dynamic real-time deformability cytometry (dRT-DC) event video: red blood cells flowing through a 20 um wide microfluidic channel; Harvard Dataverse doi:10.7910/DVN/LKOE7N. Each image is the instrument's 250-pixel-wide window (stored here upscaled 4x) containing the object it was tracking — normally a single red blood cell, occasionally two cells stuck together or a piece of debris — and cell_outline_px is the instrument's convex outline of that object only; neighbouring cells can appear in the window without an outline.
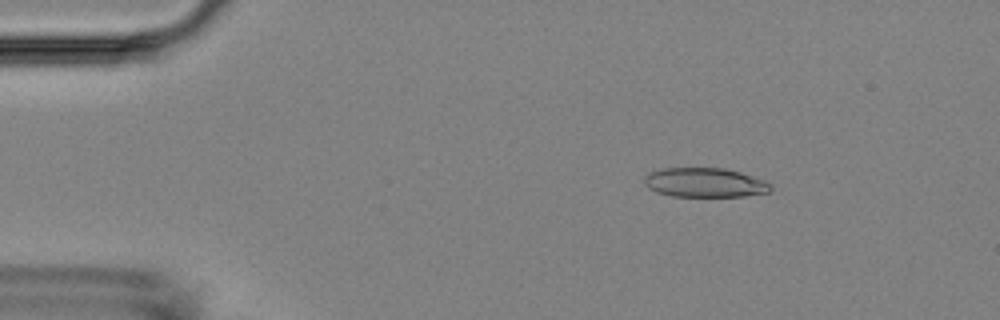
{"species": "Egyptian fruit bat (a non-hibernating species)", "species_latin": "Rousettus aegyptiacus", "temperature_condition": "room temperature", "stored_images_in_passage": 53, "camera_frame_rate_fps": 3000, "um_per_image_px": 0.085, "animal": {"sex": "female"}, "frame": {"image": 1, "passage_image": 7, "time_ms": 2.0, "image_size_px": [1000, 320], "cell_outline_px": [[772, 188], [768, 192], [744, 196], [672, 196], [656, 192], [648, 188], [644, 184], [644, 176], [648, 172], [664, 168], [724, 168], [740, 172], [764, 180], [772, 184]], "centroid_in_image_um": [59.88, 15.51], "position_along_channel_um": 25.1, "area_um2": 21.68}}
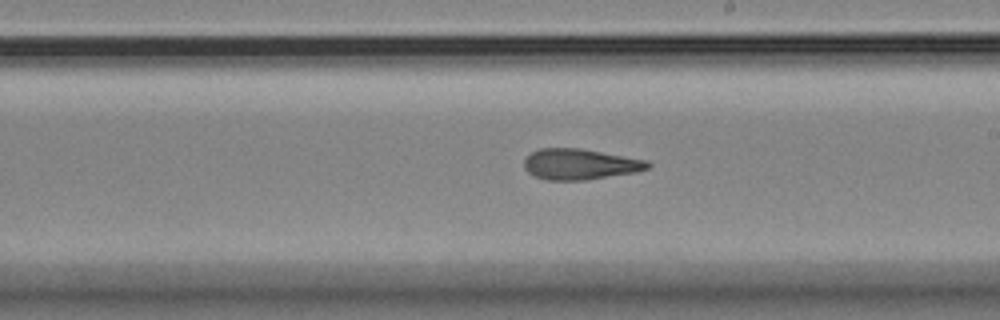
{"frame": {"image": 2, "passage_image": 30, "time_ms": 9.667, "image_size_px": [1000, 320], "cell_outline_px": [[652, 164], [648, 168], [636, 172], [584, 180], [548, 180], [536, 176], [528, 172], [524, 168], [524, 160], [532, 152], [540, 148], [580, 148], [648, 160]], "centroid_in_image_um": [49.31, 13.95], "position_along_channel_um": 239.7, "area_um2": 22.08}}
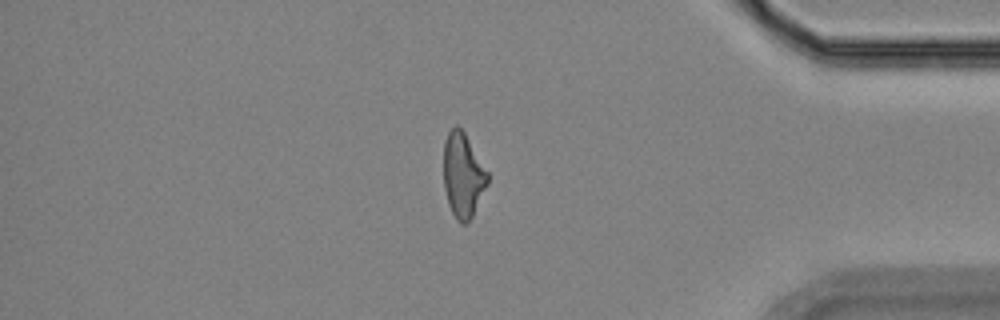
{"frame": {"image": 3, "passage_image": 45, "time_ms": 14.667, "image_size_px": [1000, 320], "cell_outline_px": [[488, 184], [468, 224], [460, 224], [456, 220], [448, 204], [444, 188], [444, 140], [448, 132], [456, 124], [464, 132], [488, 172]], "centroid_in_image_um": [39.34, 14.92], "position_along_channel_um": 395.9, "area_um2": 21.68}, "authors_computed_cell_mechanics": {"area_um2": 22.4264, "velocity_mm_per_s": 3.6637, "shape_relaxation_time_tau1_ms": null, "shape_relaxation_time_tau2_ms": 2.4064, "deformation_change_tau1": null, "deformation_change_tau2": 0.1254}}